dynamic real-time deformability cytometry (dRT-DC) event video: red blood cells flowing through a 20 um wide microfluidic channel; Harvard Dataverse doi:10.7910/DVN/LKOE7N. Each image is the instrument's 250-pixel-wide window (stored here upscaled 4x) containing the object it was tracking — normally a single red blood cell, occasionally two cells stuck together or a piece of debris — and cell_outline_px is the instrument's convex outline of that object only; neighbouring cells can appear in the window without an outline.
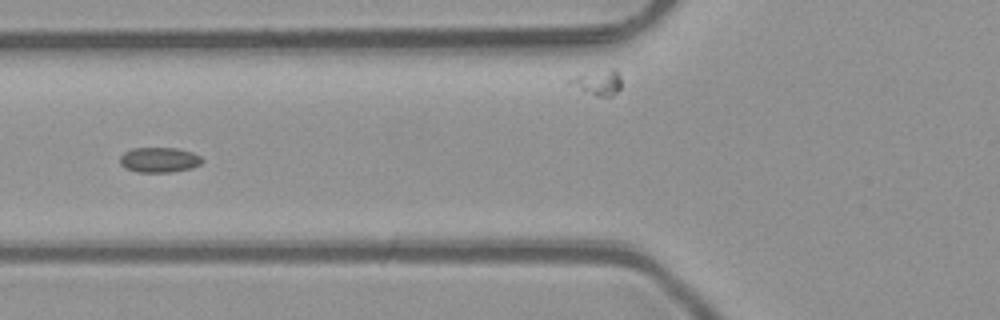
{"species": "common noctule bat (a hibernating species)", "species_latin": "Nyctalus noctula", "temperature_condition": "room temperature", "stored_images_in_passage": 38, "camera_frame_rate_fps": 3000, "um_per_image_px": 0.085, "animal": {"sex": "male", "body_mass_g": 23.1, "forearm_length_mm": 52.7}, "frame": {"image": 1, "passage_image": 6, "time_ms": 1.667, "image_size_px": [1000, 320], "cell_outline_px": [[204, 160], [200, 164], [192, 168], [168, 172], [136, 172], [124, 168], [120, 164], [120, 156], [124, 152], [132, 148], [176, 148], [192, 152], [200, 156]], "centroid_in_image_um": [13.51, 13.59], "position_along_channel_um": 112.3, "area_um2": 12.08}}
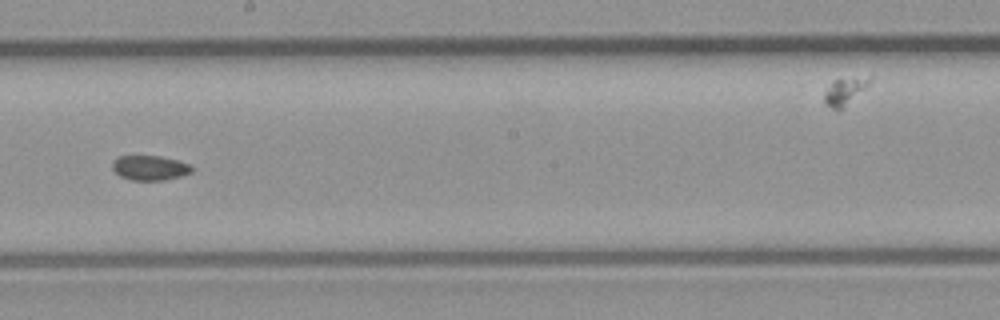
{"frame": {"image": 2, "passage_image": 15, "time_ms": 4.667, "image_size_px": [1000, 320], "cell_outline_px": [[192, 172], [180, 176], [164, 180], [132, 180], [120, 176], [112, 168], [112, 164], [120, 156], [160, 156], [192, 164]], "centroid_in_image_um": [12.77, 14.27], "position_along_channel_um": 235.4, "area_um2": 11.33}}
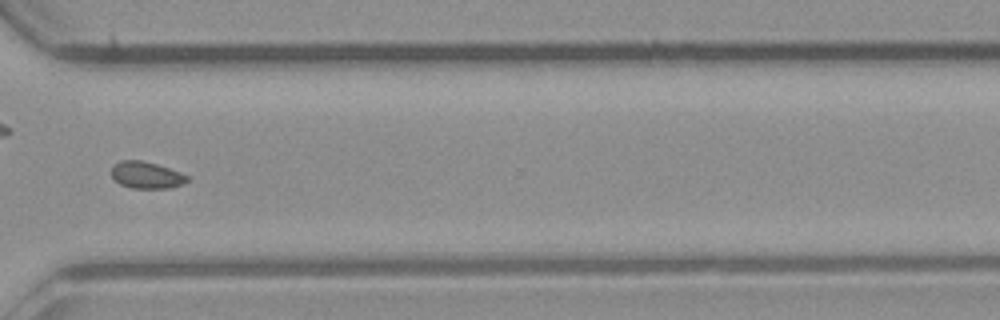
{"frame": {"image": 3, "passage_image": 24, "time_ms": 7.667, "image_size_px": [1000, 320], "cell_outline_px": [[188, 180], [180, 184], [168, 188], [132, 188], [120, 184], [112, 176], [112, 164], [120, 160], [140, 160], [156, 164], [180, 172], [188, 176]], "centroid_in_image_um": [12.4, 14.87], "position_along_channel_um": 358.2, "area_um2": 11.68}, "authors_computed_cell_mechanics": {"area_um2": 11.8779, "velocity_mm_per_s": 4.0938, "shape_relaxation_time_tau1_ms": null, "shape_relaxation_time_tau2_ms": 2.811, "deformation_change_tau1": null, "deformation_change_tau2": 0.0437}}